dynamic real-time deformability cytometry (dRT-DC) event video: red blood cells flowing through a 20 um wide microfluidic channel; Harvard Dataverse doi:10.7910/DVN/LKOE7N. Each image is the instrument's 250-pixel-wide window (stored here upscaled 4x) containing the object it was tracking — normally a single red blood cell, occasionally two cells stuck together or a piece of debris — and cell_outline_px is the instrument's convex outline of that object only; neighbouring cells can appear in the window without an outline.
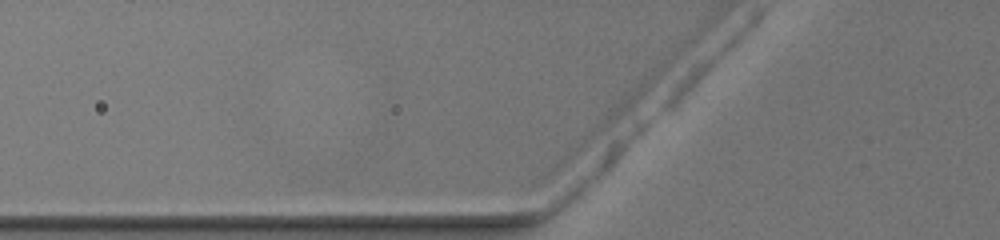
{"species": "common noctule bat (a hibernating species)", "species_latin": "Nyctalus noctula", "temperature_condition": "warm", "stored_images_in_passage": 3, "camera_frame_rate_fps": 3000, "um_per_image_px": 0.085, "animal": {"sex": "female", "body_mass_g": 19.5, "forearm_length_mm": 54.1}, "frame": {"image": 1, "passage_image": 3, "time_ms": 0.667, "image_size_px": [1000, 240], "cell_outline_px": [[664, 68], [660, 76], [624, 112], [556, 176], [544, 176], [544, 172], [548, 164], [644, 80], [660, 68]], "centroid_in_image_um": [50.87, 10.85], "position_along_channel_um": 74.9, "area_um2": 12.54}}